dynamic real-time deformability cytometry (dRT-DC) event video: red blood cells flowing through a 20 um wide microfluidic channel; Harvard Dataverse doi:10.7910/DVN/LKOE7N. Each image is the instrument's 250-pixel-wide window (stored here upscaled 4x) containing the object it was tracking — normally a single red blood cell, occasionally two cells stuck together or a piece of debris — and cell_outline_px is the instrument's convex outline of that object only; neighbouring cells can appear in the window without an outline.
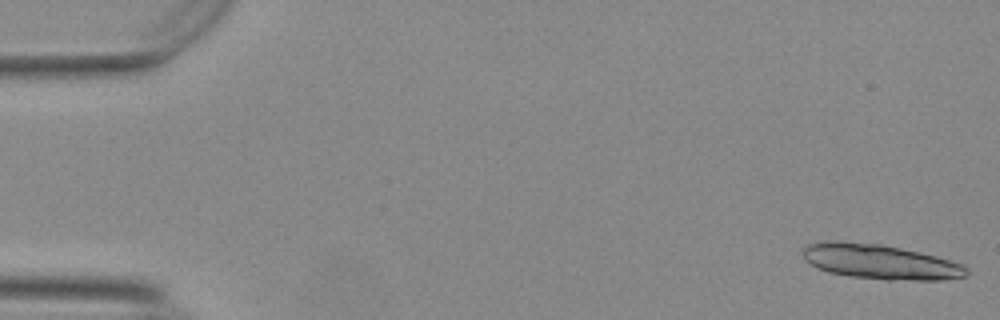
{"species": "Egyptian fruit bat (a non-hibernating species)", "species_latin": "Rousettus aegyptiacus", "temperature_condition": "warm", "stored_images_in_passage": 13, "camera_frame_rate_fps": 3000, "um_per_image_px": 0.085, "animal": {"sex": "female"}, "frame": {"image": 1, "passage_image": 1, "time_ms": 0.0, "image_size_px": [1000, 320], "cell_outline_px": [[968, 276], [944, 280], [884, 280], [848, 276], [828, 272], [816, 268], [804, 260], [804, 248], [808, 244], [824, 240], [836, 240], [880, 244], [900, 248], [936, 256], [964, 264], [968, 268]], "centroid_in_image_um": [74.81, 22.26], "position_along_channel_um": 10.2, "area_um2": 33.58}}